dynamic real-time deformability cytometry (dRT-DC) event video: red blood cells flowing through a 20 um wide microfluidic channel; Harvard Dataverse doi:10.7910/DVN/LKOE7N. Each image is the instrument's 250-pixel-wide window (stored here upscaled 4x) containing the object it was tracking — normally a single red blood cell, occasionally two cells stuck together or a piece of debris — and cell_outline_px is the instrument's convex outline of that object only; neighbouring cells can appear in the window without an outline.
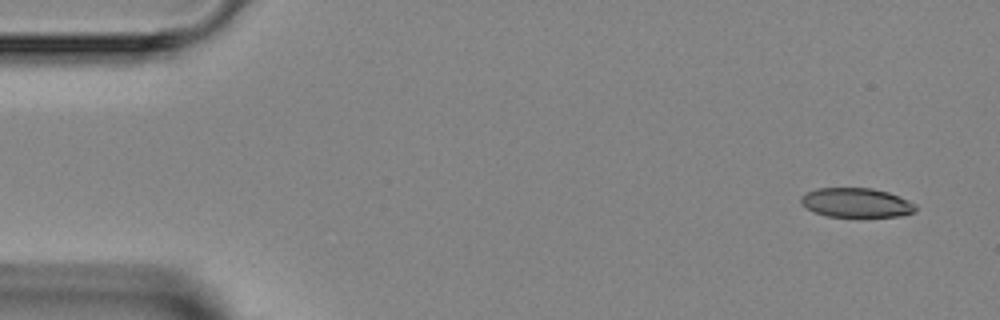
{"species": "Egyptian fruit bat (a non-hibernating species)", "species_latin": "Rousettus aegyptiacus", "temperature_condition": "room temperature", "stored_images_in_passage": 5, "segment_of_instrument_passage": [1, 2], "camera_frame_rate_fps": 3000, "um_per_image_px": 0.085, "animal": {"sex": "female"}, "frame": {"image": 1, "passage_image": 1, "time_ms": 0.0, "image_size_px": [1000, 320], "cell_outline_px": [[916, 212], [900, 216], [828, 216], [812, 212], [800, 204], [800, 196], [816, 188], [872, 188], [888, 192], [908, 200], [916, 204]], "centroid_in_image_um": [72.76, 17.22], "position_along_channel_um": 12.2, "area_um2": 19.65}}
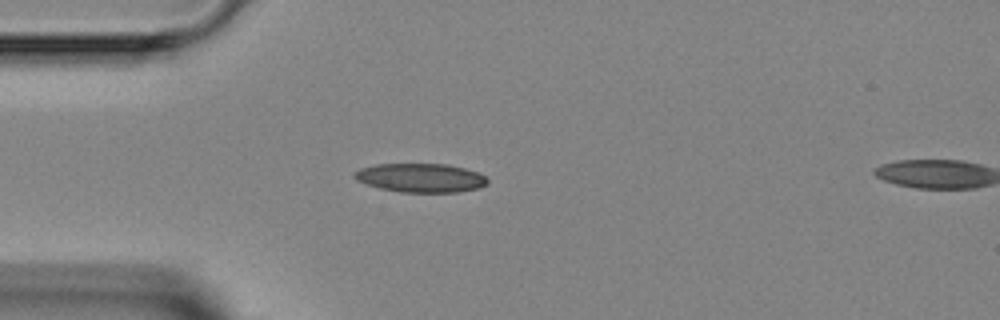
{"frame": {"image": 2, "passage_image": 4, "time_ms": 3.333, "image_size_px": [1000, 320], "cell_outline_px": [[488, 184], [480, 188], [456, 192], [400, 192], [380, 188], [356, 180], [352, 176], [352, 172], [360, 168], [376, 164], [448, 164], [480, 172], [488, 180]], "centroid_in_image_um": [35.76, 15.11], "position_along_channel_um": 49.2, "area_um2": 22.54}}